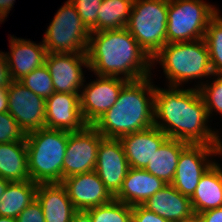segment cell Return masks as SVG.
Wrapping results in <instances>:
<instances>
[{"label": "cell", "mask_w": 222, "mask_h": 222, "mask_svg": "<svg viewBox=\"0 0 222 222\" xmlns=\"http://www.w3.org/2000/svg\"><path fill=\"white\" fill-rule=\"evenodd\" d=\"M169 137L154 125L142 131L126 134L119 138L129 166L145 169L158 148Z\"/></svg>", "instance_id": "17"}, {"label": "cell", "mask_w": 222, "mask_h": 222, "mask_svg": "<svg viewBox=\"0 0 222 222\" xmlns=\"http://www.w3.org/2000/svg\"><path fill=\"white\" fill-rule=\"evenodd\" d=\"M130 166L119 139L103 138L99 144L95 172L114 197L121 189Z\"/></svg>", "instance_id": "14"}, {"label": "cell", "mask_w": 222, "mask_h": 222, "mask_svg": "<svg viewBox=\"0 0 222 222\" xmlns=\"http://www.w3.org/2000/svg\"><path fill=\"white\" fill-rule=\"evenodd\" d=\"M15 0H0V22H3L10 12Z\"/></svg>", "instance_id": "37"}, {"label": "cell", "mask_w": 222, "mask_h": 222, "mask_svg": "<svg viewBox=\"0 0 222 222\" xmlns=\"http://www.w3.org/2000/svg\"><path fill=\"white\" fill-rule=\"evenodd\" d=\"M71 222H93V220L87 211L77 210L74 213Z\"/></svg>", "instance_id": "38"}, {"label": "cell", "mask_w": 222, "mask_h": 222, "mask_svg": "<svg viewBox=\"0 0 222 222\" xmlns=\"http://www.w3.org/2000/svg\"><path fill=\"white\" fill-rule=\"evenodd\" d=\"M197 222H222V207L211 209L195 216Z\"/></svg>", "instance_id": "35"}, {"label": "cell", "mask_w": 222, "mask_h": 222, "mask_svg": "<svg viewBox=\"0 0 222 222\" xmlns=\"http://www.w3.org/2000/svg\"><path fill=\"white\" fill-rule=\"evenodd\" d=\"M103 138L93 125L69 133L63 179L95 170L98 148Z\"/></svg>", "instance_id": "10"}, {"label": "cell", "mask_w": 222, "mask_h": 222, "mask_svg": "<svg viewBox=\"0 0 222 222\" xmlns=\"http://www.w3.org/2000/svg\"><path fill=\"white\" fill-rule=\"evenodd\" d=\"M8 112L16 119L25 134L46 128V100L20 81H11L7 87Z\"/></svg>", "instance_id": "11"}, {"label": "cell", "mask_w": 222, "mask_h": 222, "mask_svg": "<svg viewBox=\"0 0 222 222\" xmlns=\"http://www.w3.org/2000/svg\"><path fill=\"white\" fill-rule=\"evenodd\" d=\"M11 82L5 53L0 52V87H8Z\"/></svg>", "instance_id": "36"}, {"label": "cell", "mask_w": 222, "mask_h": 222, "mask_svg": "<svg viewBox=\"0 0 222 222\" xmlns=\"http://www.w3.org/2000/svg\"><path fill=\"white\" fill-rule=\"evenodd\" d=\"M62 184L76 210L86 211L114 198L95 171L67 177Z\"/></svg>", "instance_id": "15"}, {"label": "cell", "mask_w": 222, "mask_h": 222, "mask_svg": "<svg viewBox=\"0 0 222 222\" xmlns=\"http://www.w3.org/2000/svg\"><path fill=\"white\" fill-rule=\"evenodd\" d=\"M69 131L42 128L26 134L30 180L40 183H62L63 161Z\"/></svg>", "instance_id": "4"}, {"label": "cell", "mask_w": 222, "mask_h": 222, "mask_svg": "<svg viewBox=\"0 0 222 222\" xmlns=\"http://www.w3.org/2000/svg\"><path fill=\"white\" fill-rule=\"evenodd\" d=\"M142 206L171 222L195 221L190 197L181 194L171 184L157 191Z\"/></svg>", "instance_id": "18"}, {"label": "cell", "mask_w": 222, "mask_h": 222, "mask_svg": "<svg viewBox=\"0 0 222 222\" xmlns=\"http://www.w3.org/2000/svg\"><path fill=\"white\" fill-rule=\"evenodd\" d=\"M36 199L41 204L45 222H71L77 211L62 183H40Z\"/></svg>", "instance_id": "21"}, {"label": "cell", "mask_w": 222, "mask_h": 222, "mask_svg": "<svg viewBox=\"0 0 222 222\" xmlns=\"http://www.w3.org/2000/svg\"><path fill=\"white\" fill-rule=\"evenodd\" d=\"M159 61L170 86L190 79L213 75L209 51L204 39L167 43L153 58Z\"/></svg>", "instance_id": "5"}, {"label": "cell", "mask_w": 222, "mask_h": 222, "mask_svg": "<svg viewBox=\"0 0 222 222\" xmlns=\"http://www.w3.org/2000/svg\"><path fill=\"white\" fill-rule=\"evenodd\" d=\"M90 34L75 5L68 0L47 28L43 44L48 53L87 54Z\"/></svg>", "instance_id": "8"}, {"label": "cell", "mask_w": 222, "mask_h": 222, "mask_svg": "<svg viewBox=\"0 0 222 222\" xmlns=\"http://www.w3.org/2000/svg\"><path fill=\"white\" fill-rule=\"evenodd\" d=\"M8 112L7 87H0V113Z\"/></svg>", "instance_id": "39"}, {"label": "cell", "mask_w": 222, "mask_h": 222, "mask_svg": "<svg viewBox=\"0 0 222 222\" xmlns=\"http://www.w3.org/2000/svg\"><path fill=\"white\" fill-rule=\"evenodd\" d=\"M45 65L52 77L55 92L80 94L83 86L81 66L89 68L88 56L82 53H47Z\"/></svg>", "instance_id": "13"}, {"label": "cell", "mask_w": 222, "mask_h": 222, "mask_svg": "<svg viewBox=\"0 0 222 222\" xmlns=\"http://www.w3.org/2000/svg\"><path fill=\"white\" fill-rule=\"evenodd\" d=\"M90 32H97L98 10L102 0H70Z\"/></svg>", "instance_id": "31"}, {"label": "cell", "mask_w": 222, "mask_h": 222, "mask_svg": "<svg viewBox=\"0 0 222 222\" xmlns=\"http://www.w3.org/2000/svg\"><path fill=\"white\" fill-rule=\"evenodd\" d=\"M16 222H45L41 204L35 199L16 218Z\"/></svg>", "instance_id": "33"}, {"label": "cell", "mask_w": 222, "mask_h": 222, "mask_svg": "<svg viewBox=\"0 0 222 222\" xmlns=\"http://www.w3.org/2000/svg\"><path fill=\"white\" fill-rule=\"evenodd\" d=\"M154 111V126L169 138L189 144L222 146L218 133L206 125L209 115L199 88L156 87Z\"/></svg>", "instance_id": "1"}, {"label": "cell", "mask_w": 222, "mask_h": 222, "mask_svg": "<svg viewBox=\"0 0 222 222\" xmlns=\"http://www.w3.org/2000/svg\"><path fill=\"white\" fill-rule=\"evenodd\" d=\"M0 222H16V218L0 216Z\"/></svg>", "instance_id": "41"}, {"label": "cell", "mask_w": 222, "mask_h": 222, "mask_svg": "<svg viewBox=\"0 0 222 222\" xmlns=\"http://www.w3.org/2000/svg\"><path fill=\"white\" fill-rule=\"evenodd\" d=\"M10 181L6 180V179H3L0 177V197L2 196V194L4 193L8 183Z\"/></svg>", "instance_id": "40"}, {"label": "cell", "mask_w": 222, "mask_h": 222, "mask_svg": "<svg viewBox=\"0 0 222 222\" xmlns=\"http://www.w3.org/2000/svg\"><path fill=\"white\" fill-rule=\"evenodd\" d=\"M169 0H134L127 30L152 59L166 44Z\"/></svg>", "instance_id": "6"}, {"label": "cell", "mask_w": 222, "mask_h": 222, "mask_svg": "<svg viewBox=\"0 0 222 222\" xmlns=\"http://www.w3.org/2000/svg\"><path fill=\"white\" fill-rule=\"evenodd\" d=\"M218 9L202 0H169L167 43L203 39Z\"/></svg>", "instance_id": "7"}, {"label": "cell", "mask_w": 222, "mask_h": 222, "mask_svg": "<svg viewBox=\"0 0 222 222\" xmlns=\"http://www.w3.org/2000/svg\"><path fill=\"white\" fill-rule=\"evenodd\" d=\"M203 39L209 51L212 76H222V17L219 12L210 20Z\"/></svg>", "instance_id": "27"}, {"label": "cell", "mask_w": 222, "mask_h": 222, "mask_svg": "<svg viewBox=\"0 0 222 222\" xmlns=\"http://www.w3.org/2000/svg\"><path fill=\"white\" fill-rule=\"evenodd\" d=\"M80 93V110L87 125H93L118 99L128 80L123 77L97 76Z\"/></svg>", "instance_id": "12"}, {"label": "cell", "mask_w": 222, "mask_h": 222, "mask_svg": "<svg viewBox=\"0 0 222 222\" xmlns=\"http://www.w3.org/2000/svg\"><path fill=\"white\" fill-rule=\"evenodd\" d=\"M37 187L31 180L9 182L0 197V216L17 218L36 199Z\"/></svg>", "instance_id": "25"}, {"label": "cell", "mask_w": 222, "mask_h": 222, "mask_svg": "<svg viewBox=\"0 0 222 222\" xmlns=\"http://www.w3.org/2000/svg\"><path fill=\"white\" fill-rule=\"evenodd\" d=\"M190 200L195 216L222 207V169L220 165L214 162L201 176Z\"/></svg>", "instance_id": "22"}, {"label": "cell", "mask_w": 222, "mask_h": 222, "mask_svg": "<svg viewBox=\"0 0 222 222\" xmlns=\"http://www.w3.org/2000/svg\"><path fill=\"white\" fill-rule=\"evenodd\" d=\"M134 0H102L98 10L97 32L127 27Z\"/></svg>", "instance_id": "26"}, {"label": "cell", "mask_w": 222, "mask_h": 222, "mask_svg": "<svg viewBox=\"0 0 222 222\" xmlns=\"http://www.w3.org/2000/svg\"><path fill=\"white\" fill-rule=\"evenodd\" d=\"M25 136L16 119L9 112L0 113V144L25 141Z\"/></svg>", "instance_id": "32"}, {"label": "cell", "mask_w": 222, "mask_h": 222, "mask_svg": "<svg viewBox=\"0 0 222 222\" xmlns=\"http://www.w3.org/2000/svg\"><path fill=\"white\" fill-rule=\"evenodd\" d=\"M217 77L210 85L201 84L197 87L204 99L209 116L213 109L222 114V76Z\"/></svg>", "instance_id": "30"}, {"label": "cell", "mask_w": 222, "mask_h": 222, "mask_svg": "<svg viewBox=\"0 0 222 222\" xmlns=\"http://www.w3.org/2000/svg\"><path fill=\"white\" fill-rule=\"evenodd\" d=\"M26 88L44 98H49L54 92L52 77L49 69L43 66L34 69L29 74L19 80Z\"/></svg>", "instance_id": "29"}, {"label": "cell", "mask_w": 222, "mask_h": 222, "mask_svg": "<svg viewBox=\"0 0 222 222\" xmlns=\"http://www.w3.org/2000/svg\"><path fill=\"white\" fill-rule=\"evenodd\" d=\"M132 222H171L156 213L147 210L142 205L132 206Z\"/></svg>", "instance_id": "34"}, {"label": "cell", "mask_w": 222, "mask_h": 222, "mask_svg": "<svg viewBox=\"0 0 222 222\" xmlns=\"http://www.w3.org/2000/svg\"><path fill=\"white\" fill-rule=\"evenodd\" d=\"M46 128L78 131L85 123L80 110V94L54 92L46 99Z\"/></svg>", "instance_id": "16"}, {"label": "cell", "mask_w": 222, "mask_h": 222, "mask_svg": "<svg viewBox=\"0 0 222 222\" xmlns=\"http://www.w3.org/2000/svg\"><path fill=\"white\" fill-rule=\"evenodd\" d=\"M87 56L89 69L98 76L123 75L128 81L151 76L152 59L126 27L91 32Z\"/></svg>", "instance_id": "2"}, {"label": "cell", "mask_w": 222, "mask_h": 222, "mask_svg": "<svg viewBox=\"0 0 222 222\" xmlns=\"http://www.w3.org/2000/svg\"><path fill=\"white\" fill-rule=\"evenodd\" d=\"M150 78L128 81L115 104L93 124L104 138L119 139L154 125L155 87Z\"/></svg>", "instance_id": "3"}, {"label": "cell", "mask_w": 222, "mask_h": 222, "mask_svg": "<svg viewBox=\"0 0 222 222\" xmlns=\"http://www.w3.org/2000/svg\"><path fill=\"white\" fill-rule=\"evenodd\" d=\"M11 52L5 53L11 81H19L25 75L45 64L47 49L29 40L11 37Z\"/></svg>", "instance_id": "19"}, {"label": "cell", "mask_w": 222, "mask_h": 222, "mask_svg": "<svg viewBox=\"0 0 222 222\" xmlns=\"http://www.w3.org/2000/svg\"><path fill=\"white\" fill-rule=\"evenodd\" d=\"M188 145L189 143L184 141L168 138L154 153L145 170L162 179L166 184H171L179 156Z\"/></svg>", "instance_id": "24"}, {"label": "cell", "mask_w": 222, "mask_h": 222, "mask_svg": "<svg viewBox=\"0 0 222 222\" xmlns=\"http://www.w3.org/2000/svg\"><path fill=\"white\" fill-rule=\"evenodd\" d=\"M86 211L93 222H132V206L114 198L106 204Z\"/></svg>", "instance_id": "28"}, {"label": "cell", "mask_w": 222, "mask_h": 222, "mask_svg": "<svg viewBox=\"0 0 222 222\" xmlns=\"http://www.w3.org/2000/svg\"><path fill=\"white\" fill-rule=\"evenodd\" d=\"M215 154H222V146L189 144L179 156L171 185L181 194L191 197L201 176L214 163L208 159L209 156Z\"/></svg>", "instance_id": "9"}, {"label": "cell", "mask_w": 222, "mask_h": 222, "mask_svg": "<svg viewBox=\"0 0 222 222\" xmlns=\"http://www.w3.org/2000/svg\"><path fill=\"white\" fill-rule=\"evenodd\" d=\"M166 185L162 179L157 178L145 169L130 167L121 189L114 196V199L130 206L142 205Z\"/></svg>", "instance_id": "20"}, {"label": "cell", "mask_w": 222, "mask_h": 222, "mask_svg": "<svg viewBox=\"0 0 222 222\" xmlns=\"http://www.w3.org/2000/svg\"><path fill=\"white\" fill-rule=\"evenodd\" d=\"M0 177L10 182L30 180L25 141L0 144Z\"/></svg>", "instance_id": "23"}]
</instances>
